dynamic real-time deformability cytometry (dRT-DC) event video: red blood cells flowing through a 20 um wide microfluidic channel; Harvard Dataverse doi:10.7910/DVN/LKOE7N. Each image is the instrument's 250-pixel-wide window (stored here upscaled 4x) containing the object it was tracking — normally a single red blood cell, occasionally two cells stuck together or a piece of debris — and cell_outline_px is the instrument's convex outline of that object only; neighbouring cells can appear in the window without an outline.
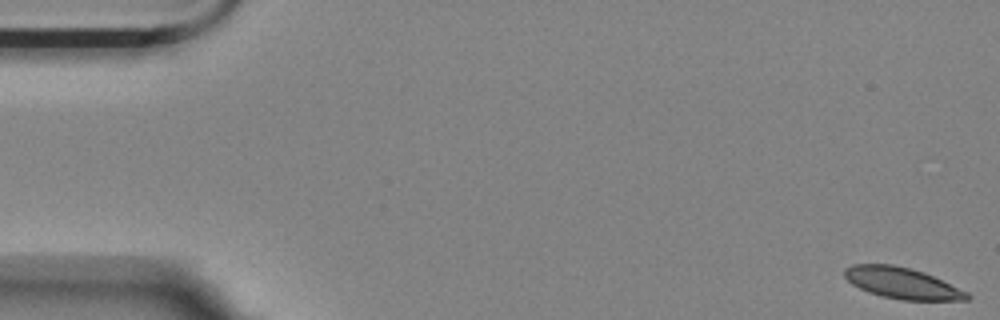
{"species": "Egyptian fruit bat (a non-hibernating species)", "species_latin": "Rousettus aegyptiacus", "temperature_condition": "room temperature", "stored_images_in_passage": 4, "camera_frame_rate_fps": 3000, "um_per_image_px": 0.085, "animal": {"sex": "female"}, "frame": {"image": 1, "passage_image": 1, "time_ms": 0.0, "image_size_px": [1000, 320], "cell_outline_px": [[972, 296], [968, 300], [900, 300], [880, 296], [868, 292], [852, 284], [844, 276], [844, 268], [852, 264], [892, 264], [924, 272], [968, 292]], "centroid_in_image_um": [76.67, 24.07], "position_along_channel_um": 8.3, "area_um2": 22.25}}